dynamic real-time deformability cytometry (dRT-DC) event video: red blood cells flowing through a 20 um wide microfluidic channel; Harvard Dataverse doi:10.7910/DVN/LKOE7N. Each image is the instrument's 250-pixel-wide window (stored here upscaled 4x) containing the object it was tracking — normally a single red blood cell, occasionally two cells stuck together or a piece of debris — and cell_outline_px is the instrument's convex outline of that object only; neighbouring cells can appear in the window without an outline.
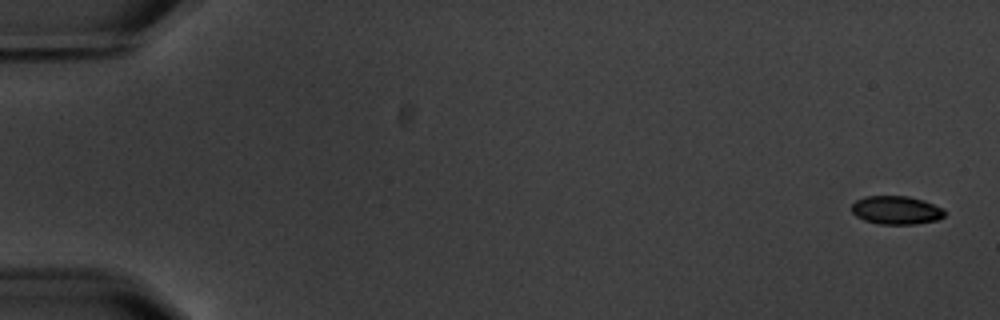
{"species": "common noctule bat (a hibernating species)", "species_latin": "Nyctalus noctula", "temperature_condition": "warm", "stored_images_in_passage": 9, "camera_frame_rate_fps": 3000, "um_per_image_px": 0.085, "animal": {"sex": "male", "body_mass_g": 20.1, "forearm_length_mm": 53.5}, "frame": {"image": 1, "passage_image": 1, "time_ms": 0.0, "image_size_px": [1000, 320], "cell_outline_px": [[944, 216], [936, 220], [916, 224], [880, 224], [864, 220], [856, 216], [852, 212], [852, 204], [856, 200], [864, 196], [908, 196], [924, 200], [944, 208]], "centroid_in_image_um": [76.18, 17.85], "position_along_channel_um": 8.8, "area_um2": 15.43}}
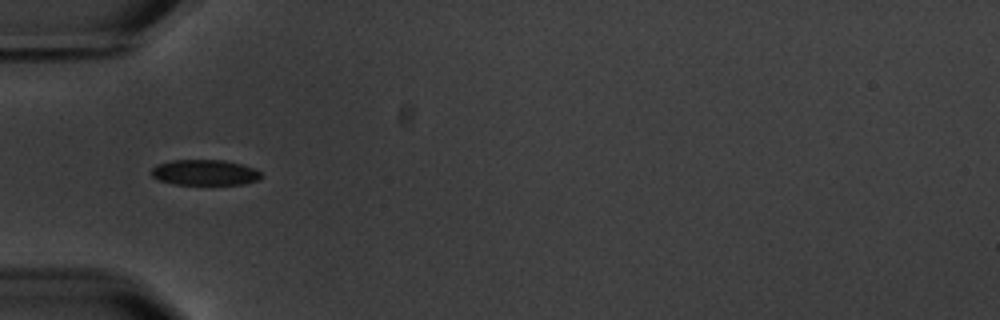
{"frame": {"image": 2, "passage_image": 6, "time_ms": 6.0, "image_size_px": [1000, 320], "cell_outline_px": [[264, 176], [260, 180], [244, 184], [176, 184], [160, 180], [152, 176], [152, 168], [156, 164], [172, 160], [224, 160], [240, 164], [252, 168], [260, 172]], "centroid_in_image_um": [17.43, 14.66], "position_along_channel_um": 67.6, "area_um2": 16.3}}
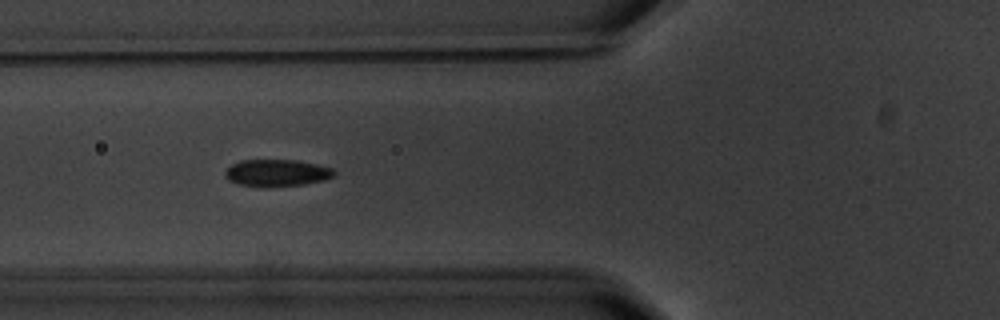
{"frame": {"image": 3, "passage_image": 7, "time_ms": 7.0, "image_size_px": [1000, 320], "cell_outline_px": [[336, 172], [332, 176], [324, 180], [304, 184], [240, 184], [228, 180], [224, 176], [224, 172], [232, 164], [240, 160], [296, 160], [316, 164], [332, 168]], "centroid_in_image_um": [23.53, 14.64], "position_along_channel_um": 102.3, "area_um2": 16.3}}